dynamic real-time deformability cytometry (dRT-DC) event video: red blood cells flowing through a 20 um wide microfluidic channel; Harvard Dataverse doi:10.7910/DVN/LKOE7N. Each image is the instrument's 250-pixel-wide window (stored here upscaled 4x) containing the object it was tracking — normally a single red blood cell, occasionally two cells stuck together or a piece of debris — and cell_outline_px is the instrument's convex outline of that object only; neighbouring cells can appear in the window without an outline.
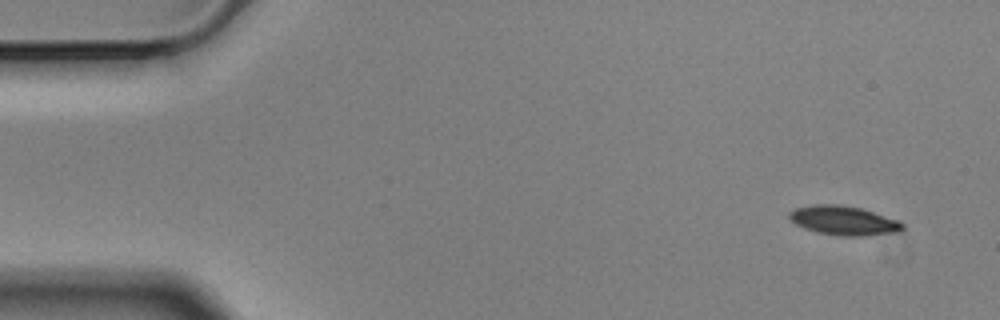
{"species": "Egyptian fruit bat (a non-hibernating species)", "species_latin": "Rousettus aegyptiacus", "temperature_condition": "cold", "stored_images_in_passage": 8, "camera_frame_rate_fps": 3000, "um_per_image_px": 0.085, "animal": {"sex": "male"}, "frame": {"image": 1, "passage_image": 1, "time_ms": 0.0, "image_size_px": [1000, 320], "cell_outline_px": [[904, 228], [896, 232], [864, 236], [840, 236], [816, 232], [804, 228], [796, 224], [788, 216], [788, 212], [796, 208], [816, 204], [836, 204], [860, 208], [900, 220], [904, 224]], "centroid_in_image_um": [71.72, 18.75], "position_along_channel_um": 13.3, "area_um2": 19.25}}
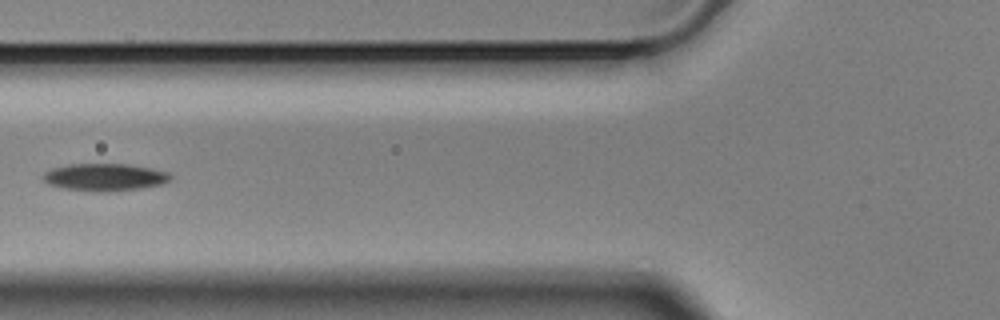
{"frame": {"image": 2, "passage_image": 6, "time_ms": 1.667, "image_size_px": [1000, 320], "cell_outline_px": [[172, 180], [164, 184], [140, 188], [104, 192], [64, 188], [48, 184], [40, 176], [44, 172], [52, 168], [68, 164], [128, 164], [152, 168], [168, 172], [172, 176]], "centroid_in_image_um": [8.92, 15.05], "position_along_channel_um": 116.9, "area_um2": 20.4}}
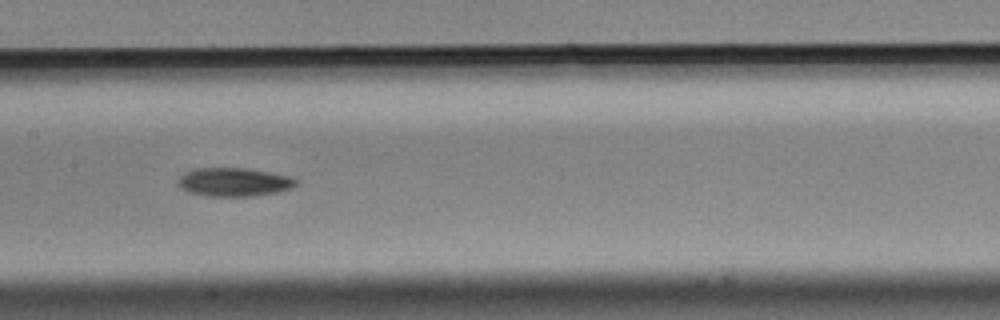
{"frame": {"image": 3, "passage_image": 8, "time_ms": 2.333, "image_size_px": [1000, 320], "cell_outline_px": [[296, 184], [292, 188], [276, 192], [252, 196], [208, 196], [188, 192], [180, 188], [176, 184], [176, 180], [184, 172], [196, 168], [248, 168], [292, 176], [296, 180]], "centroid_in_image_um": [19.85, 15.47], "position_along_channel_um": 187.6, "area_um2": 19.83}}